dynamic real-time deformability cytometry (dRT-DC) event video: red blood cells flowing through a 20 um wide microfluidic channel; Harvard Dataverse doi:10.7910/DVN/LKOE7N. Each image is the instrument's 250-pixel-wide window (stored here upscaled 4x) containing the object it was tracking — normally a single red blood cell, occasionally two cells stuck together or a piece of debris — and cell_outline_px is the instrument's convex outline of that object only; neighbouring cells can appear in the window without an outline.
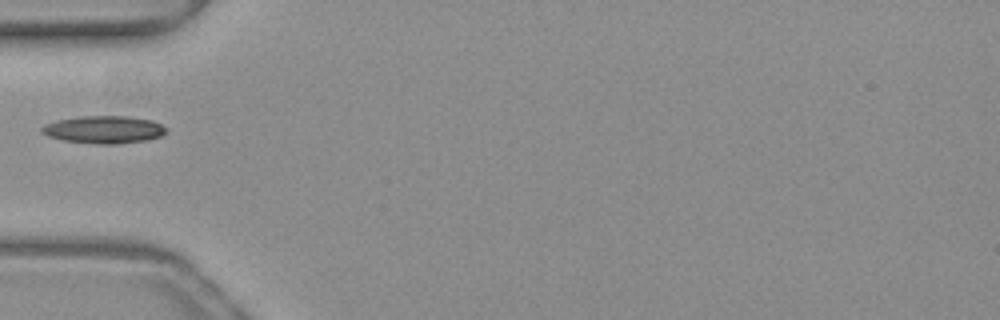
{"species": "common noctule bat (a hibernating species)", "species_latin": "Nyctalus noctula", "temperature_condition": "warm", "stored_images_in_passage": 35, "camera_frame_rate_fps": 3000, "um_per_image_px": 0.085, "animal": {"sex": "female", "body_mass_g": 19.3, "forearm_length_mm": 54.1}, "frame": {"image": 1, "passage_image": 1, "time_ms": 0.0, "image_size_px": [1000, 320], "cell_outline_px": [[168, 132], [160, 136], [144, 140], [116, 144], [100, 144], [64, 140], [48, 136], [40, 132], [40, 128], [44, 124], [56, 120], [80, 116], [128, 116], [152, 120], [168, 128]], "centroid_in_image_um": [8.82, 11.0], "position_along_channel_um": 76.2, "area_um2": 20.0}}
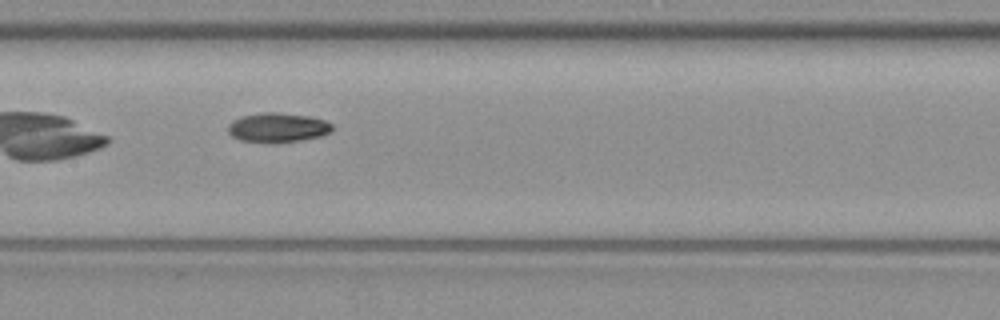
{"frame": {"image": 2, "passage_image": 9, "time_ms": 2.667, "image_size_px": [1000, 320], "cell_outline_px": [[332, 132], [320, 136], [300, 140], [272, 144], [240, 140], [232, 136], [228, 132], [228, 124], [232, 120], [240, 116], [260, 112], [276, 112], [308, 116], [324, 120], [332, 124]], "centroid_in_image_um": [23.57, 10.85], "position_along_channel_um": 183.8, "area_um2": 18.15}}
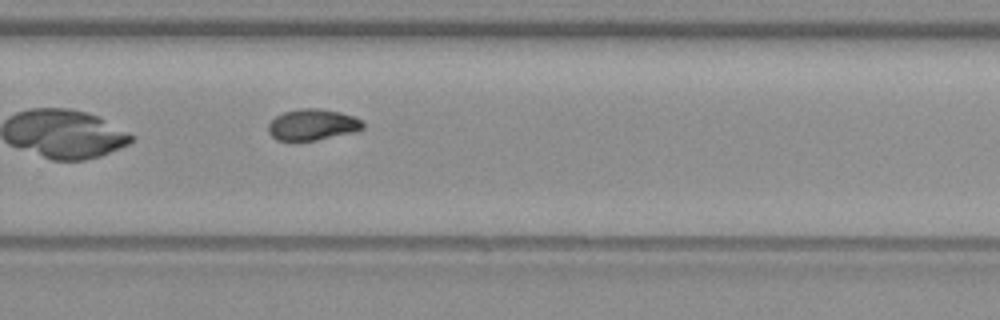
{"frame": {"image": 3, "passage_image": 18, "time_ms": 5.667, "image_size_px": [1000, 320], "cell_outline_px": [[364, 128], [352, 132], [316, 140], [276, 140], [268, 132], [268, 124], [276, 116], [284, 112], [300, 108], [316, 108], [340, 112], [356, 116], [364, 124]], "centroid_in_image_um": [26.56, 10.58], "position_along_channel_um": 303.2, "area_um2": 17.05}}